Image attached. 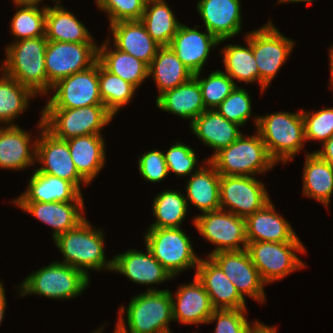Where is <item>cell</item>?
Segmentation results:
<instances>
[{
	"label": "cell",
	"mask_w": 333,
	"mask_h": 333,
	"mask_svg": "<svg viewBox=\"0 0 333 333\" xmlns=\"http://www.w3.org/2000/svg\"><path fill=\"white\" fill-rule=\"evenodd\" d=\"M46 36L21 39L5 49L0 71L29 88L35 95L45 96L52 90L45 67Z\"/></svg>",
	"instance_id": "obj_1"
},
{
	"label": "cell",
	"mask_w": 333,
	"mask_h": 333,
	"mask_svg": "<svg viewBox=\"0 0 333 333\" xmlns=\"http://www.w3.org/2000/svg\"><path fill=\"white\" fill-rule=\"evenodd\" d=\"M125 311L127 322L123 319ZM171 321H174L171 291L157 290L151 286L145 292L133 296L127 308L123 305L119 308L116 325L125 333H170Z\"/></svg>",
	"instance_id": "obj_2"
},
{
	"label": "cell",
	"mask_w": 333,
	"mask_h": 333,
	"mask_svg": "<svg viewBox=\"0 0 333 333\" xmlns=\"http://www.w3.org/2000/svg\"><path fill=\"white\" fill-rule=\"evenodd\" d=\"M103 230L93 228L85 219L75 229L58 235L54 243L64 256L59 262L77 268L88 277V270L112 271L113 259L105 256Z\"/></svg>",
	"instance_id": "obj_3"
},
{
	"label": "cell",
	"mask_w": 333,
	"mask_h": 333,
	"mask_svg": "<svg viewBox=\"0 0 333 333\" xmlns=\"http://www.w3.org/2000/svg\"><path fill=\"white\" fill-rule=\"evenodd\" d=\"M254 122L270 157L277 164L282 161L286 165L302 151L306 141L302 110L255 116Z\"/></svg>",
	"instance_id": "obj_4"
},
{
	"label": "cell",
	"mask_w": 333,
	"mask_h": 333,
	"mask_svg": "<svg viewBox=\"0 0 333 333\" xmlns=\"http://www.w3.org/2000/svg\"><path fill=\"white\" fill-rule=\"evenodd\" d=\"M223 176H257L277 164L269 155L261 135H241L229 146L220 149L208 159Z\"/></svg>",
	"instance_id": "obj_5"
},
{
	"label": "cell",
	"mask_w": 333,
	"mask_h": 333,
	"mask_svg": "<svg viewBox=\"0 0 333 333\" xmlns=\"http://www.w3.org/2000/svg\"><path fill=\"white\" fill-rule=\"evenodd\" d=\"M90 280L77 268L53 261L30 273L17 288L22 297L37 294L55 300H68L83 293Z\"/></svg>",
	"instance_id": "obj_6"
},
{
	"label": "cell",
	"mask_w": 333,
	"mask_h": 333,
	"mask_svg": "<svg viewBox=\"0 0 333 333\" xmlns=\"http://www.w3.org/2000/svg\"><path fill=\"white\" fill-rule=\"evenodd\" d=\"M41 116L44 127L55 137L69 140L89 134H102L114 115L104 105L79 108H43Z\"/></svg>",
	"instance_id": "obj_7"
},
{
	"label": "cell",
	"mask_w": 333,
	"mask_h": 333,
	"mask_svg": "<svg viewBox=\"0 0 333 333\" xmlns=\"http://www.w3.org/2000/svg\"><path fill=\"white\" fill-rule=\"evenodd\" d=\"M146 230L145 247L173 278L184 270L197 268L201 257L195 254L190 237L182 229L148 228Z\"/></svg>",
	"instance_id": "obj_8"
},
{
	"label": "cell",
	"mask_w": 333,
	"mask_h": 333,
	"mask_svg": "<svg viewBox=\"0 0 333 333\" xmlns=\"http://www.w3.org/2000/svg\"><path fill=\"white\" fill-rule=\"evenodd\" d=\"M247 252L266 284L306 266L295 252L306 253L302 242H248Z\"/></svg>",
	"instance_id": "obj_9"
},
{
	"label": "cell",
	"mask_w": 333,
	"mask_h": 333,
	"mask_svg": "<svg viewBox=\"0 0 333 333\" xmlns=\"http://www.w3.org/2000/svg\"><path fill=\"white\" fill-rule=\"evenodd\" d=\"M258 66L259 80L268 88L293 51L295 42L282 35L269 20L257 30L246 33Z\"/></svg>",
	"instance_id": "obj_10"
},
{
	"label": "cell",
	"mask_w": 333,
	"mask_h": 333,
	"mask_svg": "<svg viewBox=\"0 0 333 333\" xmlns=\"http://www.w3.org/2000/svg\"><path fill=\"white\" fill-rule=\"evenodd\" d=\"M193 224L205 240L216 246L207 257L219 251L247 248L245 218L219 209L195 216Z\"/></svg>",
	"instance_id": "obj_11"
},
{
	"label": "cell",
	"mask_w": 333,
	"mask_h": 333,
	"mask_svg": "<svg viewBox=\"0 0 333 333\" xmlns=\"http://www.w3.org/2000/svg\"><path fill=\"white\" fill-rule=\"evenodd\" d=\"M97 61L96 43L48 41L45 52L48 82L53 86L63 78L90 68Z\"/></svg>",
	"instance_id": "obj_12"
},
{
	"label": "cell",
	"mask_w": 333,
	"mask_h": 333,
	"mask_svg": "<svg viewBox=\"0 0 333 333\" xmlns=\"http://www.w3.org/2000/svg\"><path fill=\"white\" fill-rule=\"evenodd\" d=\"M266 191L265 184L254 176L221 175L220 209L246 218L270 201Z\"/></svg>",
	"instance_id": "obj_13"
},
{
	"label": "cell",
	"mask_w": 333,
	"mask_h": 333,
	"mask_svg": "<svg viewBox=\"0 0 333 333\" xmlns=\"http://www.w3.org/2000/svg\"><path fill=\"white\" fill-rule=\"evenodd\" d=\"M53 96L44 108H79L103 105L99 93L98 61L90 68L76 72L53 85Z\"/></svg>",
	"instance_id": "obj_14"
},
{
	"label": "cell",
	"mask_w": 333,
	"mask_h": 333,
	"mask_svg": "<svg viewBox=\"0 0 333 333\" xmlns=\"http://www.w3.org/2000/svg\"><path fill=\"white\" fill-rule=\"evenodd\" d=\"M36 162L41 163L35 170L50 174L71 182L80 192V184L88 183L79 175L70 155L67 140H62L50 133L39 119ZM41 131V132H40Z\"/></svg>",
	"instance_id": "obj_15"
},
{
	"label": "cell",
	"mask_w": 333,
	"mask_h": 333,
	"mask_svg": "<svg viewBox=\"0 0 333 333\" xmlns=\"http://www.w3.org/2000/svg\"><path fill=\"white\" fill-rule=\"evenodd\" d=\"M235 285L239 294L261 304L266 301L264 285L259 271L251 261L247 250L219 251L209 256Z\"/></svg>",
	"instance_id": "obj_16"
},
{
	"label": "cell",
	"mask_w": 333,
	"mask_h": 333,
	"mask_svg": "<svg viewBox=\"0 0 333 333\" xmlns=\"http://www.w3.org/2000/svg\"><path fill=\"white\" fill-rule=\"evenodd\" d=\"M81 194L75 201L69 202H13L18 208L28 212L43 224L51 226L54 240L69 230L75 229L86 219L84 199Z\"/></svg>",
	"instance_id": "obj_17"
},
{
	"label": "cell",
	"mask_w": 333,
	"mask_h": 333,
	"mask_svg": "<svg viewBox=\"0 0 333 333\" xmlns=\"http://www.w3.org/2000/svg\"><path fill=\"white\" fill-rule=\"evenodd\" d=\"M241 6L240 0H198L196 8L206 30L222 43L242 31Z\"/></svg>",
	"instance_id": "obj_18"
},
{
	"label": "cell",
	"mask_w": 333,
	"mask_h": 333,
	"mask_svg": "<svg viewBox=\"0 0 333 333\" xmlns=\"http://www.w3.org/2000/svg\"><path fill=\"white\" fill-rule=\"evenodd\" d=\"M199 28V25L190 28L181 23L169 45L193 74L202 71L210 51L220 44V41L209 31L205 29L203 33L198 30Z\"/></svg>",
	"instance_id": "obj_19"
},
{
	"label": "cell",
	"mask_w": 333,
	"mask_h": 333,
	"mask_svg": "<svg viewBox=\"0 0 333 333\" xmlns=\"http://www.w3.org/2000/svg\"><path fill=\"white\" fill-rule=\"evenodd\" d=\"M146 252L129 249L112 257V271L127 277L131 282L141 285H156L172 280L171 274L159 263L146 247Z\"/></svg>",
	"instance_id": "obj_20"
},
{
	"label": "cell",
	"mask_w": 333,
	"mask_h": 333,
	"mask_svg": "<svg viewBox=\"0 0 333 333\" xmlns=\"http://www.w3.org/2000/svg\"><path fill=\"white\" fill-rule=\"evenodd\" d=\"M207 258L200 259L195 276L207 291L213 308L246 309V299L239 294L222 269L210 257Z\"/></svg>",
	"instance_id": "obj_21"
},
{
	"label": "cell",
	"mask_w": 333,
	"mask_h": 333,
	"mask_svg": "<svg viewBox=\"0 0 333 333\" xmlns=\"http://www.w3.org/2000/svg\"><path fill=\"white\" fill-rule=\"evenodd\" d=\"M247 242H300L291 224L276 212L270 200L245 218Z\"/></svg>",
	"instance_id": "obj_22"
},
{
	"label": "cell",
	"mask_w": 333,
	"mask_h": 333,
	"mask_svg": "<svg viewBox=\"0 0 333 333\" xmlns=\"http://www.w3.org/2000/svg\"><path fill=\"white\" fill-rule=\"evenodd\" d=\"M175 295V296H174ZM171 293L173 320L181 324H207L215 310L201 282L194 276L193 282L180 285Z\"/></svg>",
	"instance_id": "obj_23"
},
{
	"label": "cell",
	"mask_w": 333,
	"mask_h": 333,
	"mask_svg": "<svg viewBox=\"0 0 333 333\" xmlns=\"http://www.w3.org/2000/svg\"><path fill=\"white\" fill-rule=\"evenodd\" d=\"M37 140L19 125H0V168L19 171L33 165Z\"/></svg>",
	"instance_id": "obj_24"
},
{
	"label": "cell",
	"mask_w": 333,
	"mask_h": 333,
	"mask_svg": "<svg viewBox=\"0 0 333 333\" xmlns=\"http://www.w3.org/2000/svg\"><path fill=\"white\" fill-rule=\"evenodd\" d=\"M109 25L113 46L149 66L161 46L147 33L144 24L140 20H131Z\"/></svg>",
	"instance_id": "obj_25"
},
{
	"label": "cell",
	"mask_w": 333,
	"mask_h": 333,
	"mask_svg": "<svg viewBox=\"0 0 333 333\" xmlns=\"http://www.w3.org/2000/svg\"><path fill=\"white\" fill-rule=\"evenodd\" d=\"M203 163L205 164H201L200 168L189 176L185 186L186 201L201 213L220 209L221 175L208 159Z\"/></svg>",
	"instance_id": "obj_26"
},
{
	"label": "cell",
	"mask_w": 333,
	"mask_h": 333,
	"mask_svg": "<svg viewBox=\"0 0 333 333\" xmlns=\"http://www.w3.org/2000/svg\"><path fill=\"white\" fill-rule=\"evenodd\" d=\"M189 126L204 145L214 150L213 155L242 135L239 129L242 126L227 120L216 109L205 110Z\"/></svg>",
	"instance_id": "obj_27"
},
{
	"label": "cell",
	"mask_w": 333,
	"mask_h": 333,
	"mask_svg": "<svg viewBox=\"0 0 333 333\" xmlns=\"http://www.w3.org/2000/svg\"><path fill=\"white\" fill-rule=\"evenodd\" d=\"M155 103L160 110L190 120V123L206 110L200 85L194 76L157 96Z\"/></svg>",
	"instance_id": "obj_28"
},
{
	"label": "cell",
	"mask_w": 333,
	"mask_h": 333,
	"mask_svg": "<svg viewBox=\"0 0 333 333\" xmlns=\"http://www.w3.org/2000/svg\"><path fill=\"white\" fill-rule=\"evenodd\" d=\"M102 134H89L67 140L79 175L90 184L105 166L106 143Z\"/></svg>",
	"instance_id": "obj_29"
},
{
	"label": "cell",
	"mask_w": 333,
	"mask_h": 333,
	"mask_svg": "<svg viewBox=\"0 0 333 333\" xmlns=\"http://www.w3.org/2000/svg\"><path fill=\"white\" fill-rule=\"evenodd\" d=\"M25 192L12 202H69L82 193L69 181L34 170Z\"/></svg>",
	"instance_id": "obj_30"
},
{
	"label": "cell",
	"mask_w": 333,
	"mask_h": 333,
	"mask_svg": "<svg viewBox=\"0 0 333 333\" xmlns=\"http://www.w3.org/2000/svg\"><path fill=\"white\" fill-rule=\"evenodd\" d=\"M58 1L52 0L56 5L46 8V39L59 42L97 43L88 28Z\"/></svg>",
	"instance_id": "obj_31"
},
{
	"label": "cell",
	"mask_w": 333,
	"mask_h": 333,
	"mask_svg": "<svg viewBox=\"0 0 333 333\" xmlns=\"http://www.w3.org/2000/svg\"><path fill=\"white\" fill-rule=\"evenodd\" d=\"M110 36L98 45V62L109 72L119 76L136 89L148 76V65L131 54L114 49L110 45Z\"/></svg>",
	"instance_id": "obj_32"
},
{
	"label": "cell",
	"mask_w": 333,
	"mask_h": 333,
	"mask_svg": "<svg viewBox=\"0 0 333 333\" xmlns=\"http://www.w3.org/2000/svg\"><path fill=\"white\" fill-rule=\"evenodd\" d=\"M193 75L170 46L160 47L148 67V76L153 77L158 95L182 85Z\"/></svg>",
	"instance_id": "obj_33"
},
{
	"label": "cell",
	"mask_w": 333,
	"mask_h": 333,
	"mask_svg": "<svg viewBox=\"0 0 333 333\" xmlns=\"http://www.w3.org/2000/svg\"><path fill=\"white\" fill-rule=\"evenodd\" d=\"M303 168V194L329 207L333 194V166L307 152Z\"/></svg>",
	"instance_id": "obj_34"
},
{
	"label": "cell",
	"mask_w": 333,
	"mask_h": 333,
	"mask_svg": "<svg viewBox=\"0 0 333 333\" xmlns=\"http://www.w3.org/2000/svg\"><path fill=\"white\" fill-rule=\"evenodd\" d=\"M245 41L247 47L238 44H227L222 48L221 54L225 73L233 81L235 79L240 83L258 82L262 94L267 87L259 80L258 66L253 55L252 46L247 39Z\"/></svg>",
	"instance_id": "obj_35"
},
{
	"label": "cell",
	"mask_w": 333,
	"mask_h": 333,
	"mask_svg": "<svg viewBox=\"0 0 333 333\" xmlns=\"http://www.w3.org/2000/svg\"><path fill=\"white\" fill-rule=\"evenodd\" d=\"M140 21L161 47L170 45L181 25L165 0L147 2Z\"/></svg>",
	"instance_id": "obj_36"
},
{
	"label": "cell",
	"mask_w": 333,
	"mask_h": 333,
	"mask_svg": "<svg viewBox=\"0 0 333 333\" xmlns=\"http://www.w3.org/2000/svg\"><path fill=\"white\" fill-rule=\"evenodd\" d=\"M0 75V124H15L16 118L29 108V101L35 94L3 71Z\"/></svg>",
	"instance_id": "obj_37"
},
{
	"label": "cell",
	"mask_w": 333,
	"mask_h": 333,
	"mask_svg": "<svg viewBox=\"0 0 333 333\" xmlns=\"http://www.w3.org/2000/svg\"><path fill=\"white\" fill-rule=\"evenodd\" d=\"M156 195L152 203L156 219L148 228H181L189 206L185 195L177 190H164Z\"/></svg>",
	"instance_id": "obj_38"
},
{
	"label": "cell",
	"mask_w": 333,
	"mask_h": 333,
	"mask_svg": "<svg viewBox=\"0 0 333 333\" xmlns=\"http://www.w3.org/2000/svg\"><path fill=\"white\" fill-rule=\"evenodd\" d=\"M99 93L103 105L115 116L127 105L136 92V88L119 76L107 71L98 62Z\"/></svg>",
	"instance_id": "obj_39"
},
{
	"label": "cell",
	"mask_w": 333,
	"mask_h": 333,
	"mask_svg": "<svg viewBox=\"0 0 333 333\" xmlns=\"http://www.w3.org/2000/svg\"><path fill=\"white\" fill-rule=\"evenodd\" d=\"M19 9L12 16L10 23L11 34L15 41L45 36L46 8L17 6Z\"/></svg>",
	"instance_id": "obj_40"
},
{
	"label": "cell",
	"mask_w": 333,
	"mask_h": 333,
	"mask_svg": "<svg viewBox=\"0 0 333 333\" xmlns=\"http://www.w3.org/2000/svg\"><path fill=\"white\" fill-rule=\"evenodd\" d=\"M201 73H196L193 76L200 85L205 108L206 110H215L231 94L237 83L221 70L213 71L207 78L203 79L200 77Z\"/></svg>",
	"instance_id": "obj_41"
},
{
	"label": "cell",
	"mask_w": 333,
	"mask_h": 333,
	"mask_svg": "<svg viewBox=\"0 0 333 333\" xmlns=\"http://www.w3.org/2000/svg\"><path fill=\"white\" fill-rule=\"evenodd\" d=\"M250 94L242 87H235L229 96L216 108L227 120L243 127L252 116Z\"/></svg>",
	"instance_id": "obj_42"
},
{
	"label": "cell",
	"mask_w": 333,
	"mask_h": 333,
	"mask_svg": "<svg viewBox=\"0 0 333 333\" xmlns=\"http://www.w3.org/2000/svg\"><path fill=\"white\" fill-rule=\"evenodd\" d=\"M246 312V309L214 310L207 323L217 322L214 333H252L261 322L255 321L251 326Z\"/></svg>",
	"instance_id": "obj_43"
},
{
	"label": "cell",
	"mask_w": 333,
	"mask_h": 333,
	"mask_svg": "<svg viewBox=\"0 0 333 333\" xmlns=\"http://www.w3.org/2000/svg\"><path fill=\"white\" fill-rule=\"evenodd\" d=\"M306 141H327L333 135V107L307 112L302 109Z\"/></svg>",
	"instance_id": "obj_44"
},
{
	"label": "cell",
	"mask_w": 333,
	"mask_h": 333,
	"mask_svg": "<svg viewBox=\"0 0 333 333\" xmlns=\"http://www.w3.org/2000/svg\"><path fill=\"white\" fill-rule=\"evenodd\" d=\"M164 156L168 172H173L178 177L190 176L200 168H196L198 158L195 151L192 147L189 145L187 146L180 141H176V143L171 145V147L164 153Z\"/></svg>",
	"instance_id": "obj_45"
},
{
	"label": "cell",
	"mask_w": 333,
	"mask_h": 333,
	"mask_svg": "<svg viewBox=\"0 0 333 333\" xmlns=\"http://www.w3.org/2000/svg\"><path fill=\"white\" fill-rule=\"evenodd\" d=\"M96 5L109 17V23L141 20L146 2L144 0H96Z\"/></svg>",
	"instance_id": "obj_46"
},
{
	"label": "cell",
	"mask_w": 333,
	"mask_h": 333,
	"mask_svg": "<svg viewBox=\"0 0 333 333\" xmlns=\"http://www.w3.org/2000/svg\"><path fill=\"white\" fill-rule=\"evenodd\" d=\"M138 170L146 181L151 183L163 181L169 174L164 152L156 149L145 152L138 160Z\"/></svg>",
	"instance_id": "obj_47"
},
{
	"label": "cell",
	"mask_w": 333,
	"mask_h": 333,
	"mask_svg": "<svg viewBox=\"0 0 333 333\" xmlns=\"http://www.w3.org/2000/svg\"><path fill=\"white\" fill-rule=\"evenodd\" d=\"M314 153L322 160L333 166V135L322 143V149L314 151Z\"/></svg>",
	"instance_id": "obj_48"
},
{
	"label": "cell",
	"mask_w": 333,
	"mask_h": 333,
	"mask_svg": "<svg viewBox=\"0 0 333 333\" xmlns=\"http://www.w3.org/2000/svg\"><path fill=\"white\" fill-rule=\"evenodd\" d=\"M3 282L0 281V324L3 322V318L5 315V311H6V295H5V289L4 286L2 284Z\"/></svg>",
	"instance_id": "obj_49"
},
{
	"label": "cell",
	"mask_w": 333,
	"mask_h": 333,
	"mask_svg": "<svg viewBox=\"0 0 333 333\" xmlns=\"http://www.w3.org/2000/svg\"><path fill=\"white\" fill-rule=\"evenodd\" d=\"M252 333H277V329L274 326H267L261 322Z\"/></svg>",
	"instance_id": "obj_50"
},
{
	"label": "cell",
	"mask_w": 333,
	"mask_h": 333,
	"mask_svg": "<svg viewBox=\"0 0 333 333\" xmlns=\"http://www.w3.org/2000/svg\"><path fill=\"white\" fill-rule=\"evenodd\" d=\"M15 6H33L39 7L43 0H12Z\"/></svg>",
	"instance_id": "obj_51"
},
{
	"label": "cell",
	"mask_w": 333,
	"mask_h": 333,
	"mask_svg": "<svg viewBox=\"0 0 333 333\" xmlns=\"http://www.w3.org/2000/svg\"><path fill=\"white\" fill-rule=\"evenodd\" d=\"M329 63H330V81H329V84H330V89L333 90V45L330 47L329 49Z\"/></svg>",
	"instance_id": "obj_52"
},
{
	"label": "cell",
	"mask_w": 333,
	"mask_h": 333,
	"mask_svg": "<svg viewBox=\"0 0 333 333\" xmlns=\"http://www.w3.org/2000/svg\"><path fill=\"white\" fill-rule=\"evenodd\" d=\"M314 0H278V3H299V2H304V3H307V4H311V2H313Z\"/></svg>",
	"instance_id": "obj_53"
},
{
	"label": "cell",
	"mask_w": 333,
	"mask_h": 333,
	"mask_svg": "<svg viewBox=\"0 0 333 333\" xmlns=\"http://www.w3.org/2000/svg\"><path fill=\"white\" fill-rule=\"evenodd\" d=\"M113 333H125L119 326L115 325V329Z\"/></svg>",
	"instance_id": "obj_54"
},
{
	"label": "cell",
	"mask_w": 333,
	"mask_h": 333,
	"mask_svg": "<svg viewBox=\"0 0 333 333\" xmlns=\"http://www.w3.org/2000/svg\"><path fill=\"white\" fill-rule=\"evenodd\" d=\"M104 327H105V326L103 325L102 327L98 328L97 330H95V331L92 332V333H102V331H104V330H103Z\"/></svg>",
	"instance_id": "obj_55"
},
{
	"label": "cell",
	"mask_w": 333,
	"mask_h": 333,
	"mask_svg": "<svg viewBox=\"0 0 333 333\" xmlns=\"http://www.w3.org/2000/svg\"><path fill=\"white\" fill-rule=\"evenodd\" d=\"M146 3L151 1H157V0H144Z\"/></svg>",
	"instance_id": "obj_56"
}]
</instances>
